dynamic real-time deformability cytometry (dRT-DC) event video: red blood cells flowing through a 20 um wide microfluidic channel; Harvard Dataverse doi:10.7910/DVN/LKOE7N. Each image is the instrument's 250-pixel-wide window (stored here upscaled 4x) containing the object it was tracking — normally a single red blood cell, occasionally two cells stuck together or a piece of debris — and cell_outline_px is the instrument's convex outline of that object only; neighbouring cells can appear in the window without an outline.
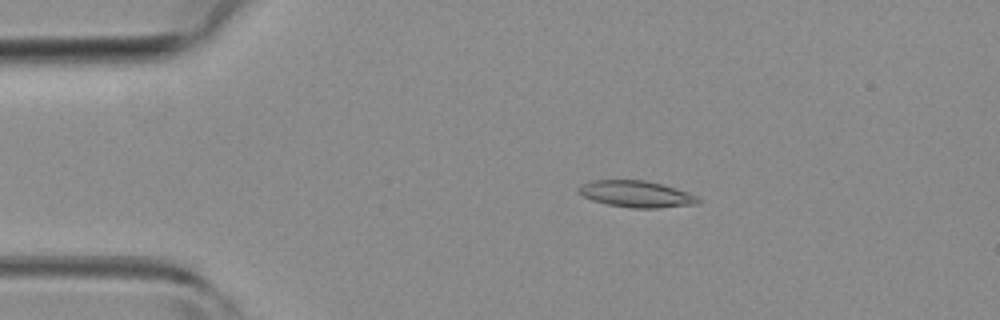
{"species": "common noctule bat (a hibernating species)", "species_latin": "Nyctalus noctula", "temperature_condition": "room temperature", "stored_images_in_passage": 28, "camera_frame_rate_fps": 3000, "um_per_image_px": 0.085, "animal": {"sex": "female", "body_mass_g": 19.3, "forearm_length_mm": 54.1}, "frame": {"image": 1, "passage_image": 4, "time_ms": 1.0, "image_size_px": [1000, 320], "cell_outline_px": [[700, 200], [696, 204], [660, 208], [632, 208], [608, 204], [592, 200], [576, 192], [576, 188], [580, 184], [592, 180], [644, 180], [676, 188], [688, 192], [696, 196]], "centroid_in_image_um": [54.03, 16.49], "position_along_channel_um": 31.0, "area_um2": 18.5}}
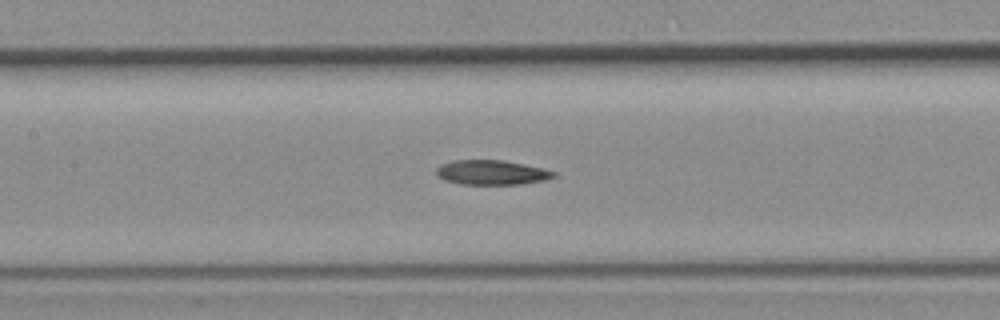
{"frame": {"image": 2, "passage_image": 17, "time_ms": 5.333, "image_size_px": [1000, 320], "cell_outline_px": [[556, 176], [548, 180], [520, 184], [460, 184], [444, 180], [436, 172], [436, 168], [440, 164], [456, 160], [504, 160], [540, 168], [556, 172]], "centroid_in_image_um": [41.79, 14.66], "position_along_channel_um": 165.6, "area_um2": 16.76}}
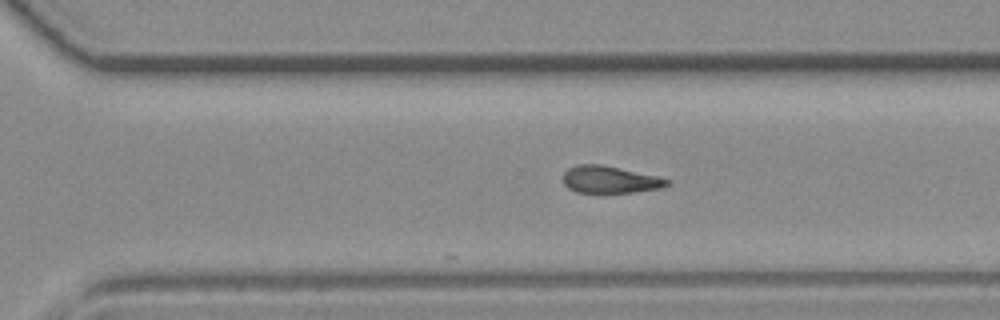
{"frame": {"image": 3, "passage_image": 28, "time_ms": 9.0, "image_size_px": [1000, 320], "cell_outline_px": [[672, 180], [668, 184], [660, 188], [632, 192], [576, 192], [568, 188], [564, 184], [564, 172], [568, 168], [576, 164], [600, 164], [656, 176]], "centroid_in_image_um": [51.81, 15.26], "position_along_channel_um": 318.8, "area_um2": 16.18}}